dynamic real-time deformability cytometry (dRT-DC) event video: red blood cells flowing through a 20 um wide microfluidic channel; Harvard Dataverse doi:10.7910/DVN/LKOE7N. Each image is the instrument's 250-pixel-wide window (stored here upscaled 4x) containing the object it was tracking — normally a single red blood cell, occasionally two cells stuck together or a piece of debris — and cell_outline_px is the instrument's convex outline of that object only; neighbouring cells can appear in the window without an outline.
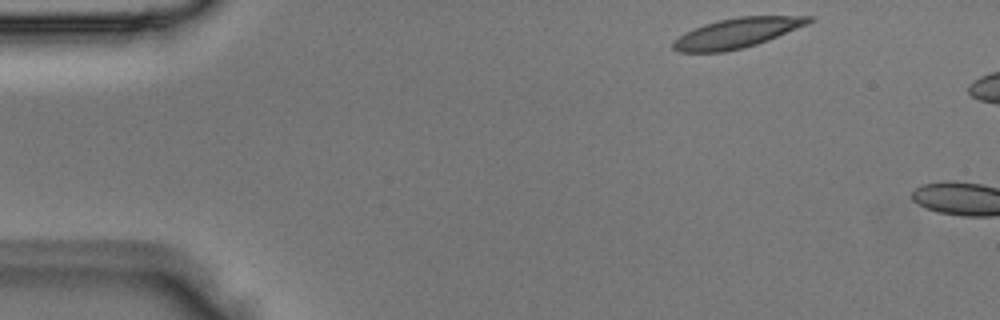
{"species": "Egyptian fruit bat (a non-hibernating species)", "species_latin": "Rousettus aegyptiacus", "temperature_condition": "room temperature", "stored_images_in_passage": 2, "camera_frame_rate_fps": 3000, "um_per_image_px": 0.085, "animal": {"sex": "male"}, "frame": {"image": 1, "passage_image": 1, "time_ms": 0.0, "image_size_px": [1000, 320], "cell_outline_px": [[816, 20], [808, 24], [768, 40], [744, 48], [724, 52], [680, 52], [672, 48], [672, 44], [684, 32], [704, 24], [720, 20], [740, 16], [816, 16]], "centroid_in_image_um": [62.68, 2.8], "position_along_channel_um": 22.3, "area_um2": 23.52}}